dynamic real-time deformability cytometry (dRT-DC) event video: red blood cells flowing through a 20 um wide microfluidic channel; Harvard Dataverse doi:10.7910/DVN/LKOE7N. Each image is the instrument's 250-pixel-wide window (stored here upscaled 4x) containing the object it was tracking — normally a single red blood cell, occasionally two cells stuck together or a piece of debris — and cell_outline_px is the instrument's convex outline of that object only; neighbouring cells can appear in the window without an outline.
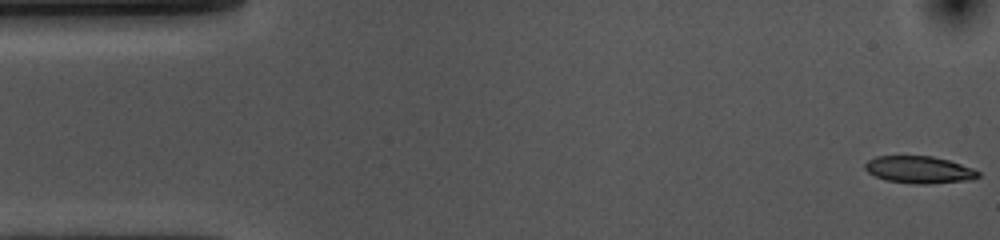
{"species": "common noctule bat (a hibernating species)", "species_latin": "Nyctalus noctula", "temperature_condition": "cold", "stored_images_in_passage": 55, "camera_frame_rate_fps": 3000, "um_per_image_px": 0.085, "animal": {"sex": "female", "body_mass_g": 10.0, "forearm_length_mm": 53.1}, "frame": {"image": 1, "passage_image": 1, "time_ms": 0.0, "image_size_px": [1000, 240], "cell_outline_px": [[980, 176], [972, 180], [928, 184], [916, 184], [884, 180], [868, 172], [864, 168], [864, 164], [868, 160], [876, 156], [932, 156], [948, 160], [972, 168], [980, 172]], "centroid_in_image_um": [78.13, 14.43], "position_along_channel_um": 6.9, "area_um2": 17.98}}
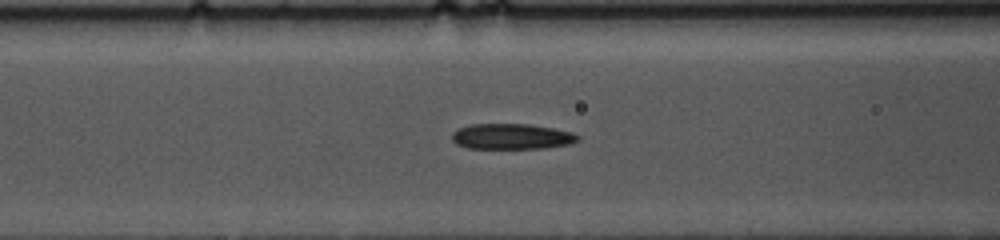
{"frame": {"image": 2, "passage_image": 20, "time_ms": 6.333, "image_size_px": [1000, 240], "cell_outline_px": [[580, 140], [572, 144], [544, 148], [468, 148], [456, 144], [452, 140], [452, 132], [460, 128], [472, 124], [528, 124], [552, 128], [572, 132], [580, 136]], "centroid_in_image_um": [43.52, 11.6], "position_along_channel_um": 123.1, "area_um2": 18.79}}
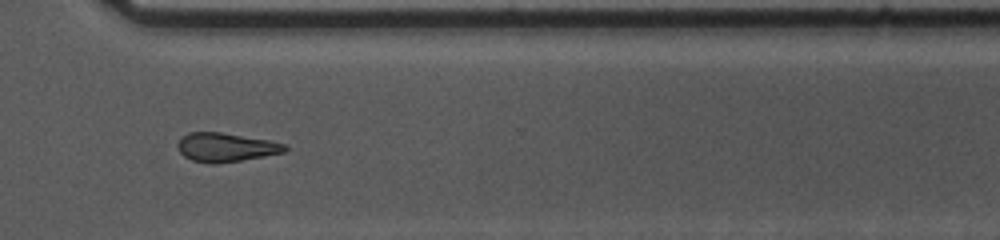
{"frame": {"image": 3, "passage_image": 39, "time_ms": 12.667, "image_size_px": [1000, 240], "cell_outline_px": [[288, 148], [284, 152], [264, 156], [240, 160], [212, 164], [192, 160], [184, 156], [180, 152], [176, 144], [188, 132], [220, 132], [268, 140], [288, 144]], "centroid_in_image_um": [19.2, 12.51], "position_along_channel_um": 351.4, "area_um2": 17.86}, "authors_computed_cell_mechanics": {"area_um2": 18.785, "velocity_mm_per_s": 3.6053, "shape_relaxation_time_tau1_ms": 4.5193, "shape_relaxation_time_tau2_ms": null, "deformation_change_tau1": 0.1221, "deformation_change_tau2": null}}